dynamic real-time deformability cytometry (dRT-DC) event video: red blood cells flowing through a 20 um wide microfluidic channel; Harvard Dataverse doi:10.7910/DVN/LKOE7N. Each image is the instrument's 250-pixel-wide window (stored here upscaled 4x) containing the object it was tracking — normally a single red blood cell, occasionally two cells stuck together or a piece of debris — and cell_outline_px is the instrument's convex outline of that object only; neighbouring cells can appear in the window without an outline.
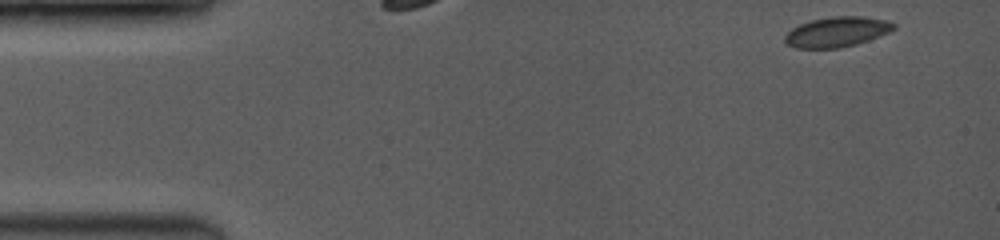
{"species": "common noctule bat (a hibernating species)", "species_latin": "Nyctalus noctula", "temperature_condition": "room temperature", "stored_images_in_passage": 36, "camera_frame_rate_fps": 3500, "um_per_image_px": 0.085, "animal": {"sex": "female", "body_mass_g": 19.0, "forearm_length_mm": 53.3}, "frame": {"image": 1, "passage_image": 1, "time_ms": 0.0, "image_size_px": [1000, 240], "cell_outline_px": [[896, 28], [880, 36], [856, 44], [836, 48], [796, 48], [788, 44], [784, 40], [784, 36], [792, 28], [800, 24], [812, 20], [832, 16], [860, 16], [884, 20], [896, 24]], "centroid_in_image_um": [71.13, 2.71], "position_along_channel_um": 13.9, "area_um2": 18.9}}
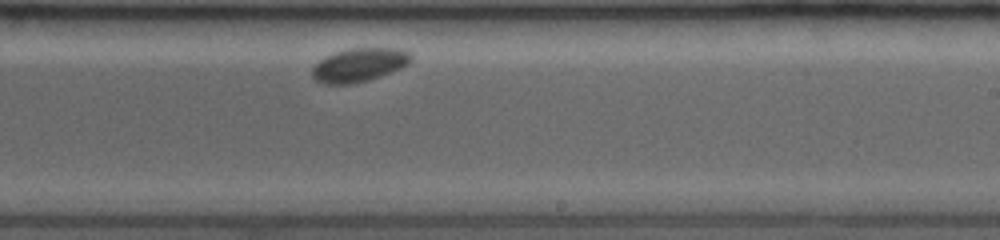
{"frame": {"image": 2, "passage_image": 21, "time_ms": 6.286, "image_size_px": [1000, 240], "cell_outline_px": [[412, 60], [408, 64], [400, 68], [380, 76], [368, 80], [352, 84], [324, 84], [316, 80], [312, 76], [312, 68], [324, 56], [348, 48], [400, 48], [408, 52], [412, 56]], "centroid_in_image_um": [30.52, 5.51], "position_along_channel_um": 258.5, "area_um2": 19.36}}
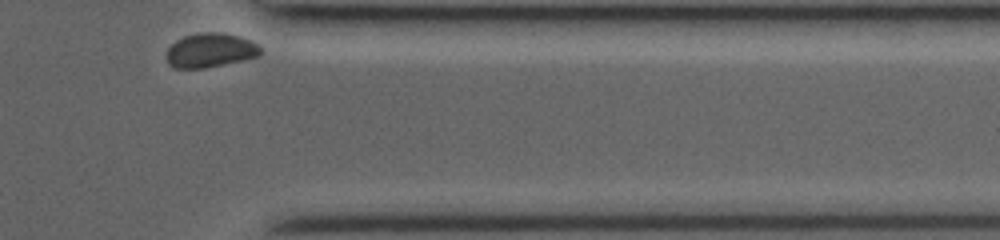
{"frame": {"image": 3, "passage_image": 36, "time_ms": 10.0, "image_size_px": [1000, 240], "cell_outline_px": [[260, 56], [244, 60], [204, 68], [176, 68], [168, 64], [168, 48], [176, 40], [184, 36], [200, 32], [220, 32], [240, 36], [252, 40], [260, 48]], "centroid_in_image_um": [17.9, 4.27], "position_along_channel_um": 393.5, "area_um2": 18.73}}